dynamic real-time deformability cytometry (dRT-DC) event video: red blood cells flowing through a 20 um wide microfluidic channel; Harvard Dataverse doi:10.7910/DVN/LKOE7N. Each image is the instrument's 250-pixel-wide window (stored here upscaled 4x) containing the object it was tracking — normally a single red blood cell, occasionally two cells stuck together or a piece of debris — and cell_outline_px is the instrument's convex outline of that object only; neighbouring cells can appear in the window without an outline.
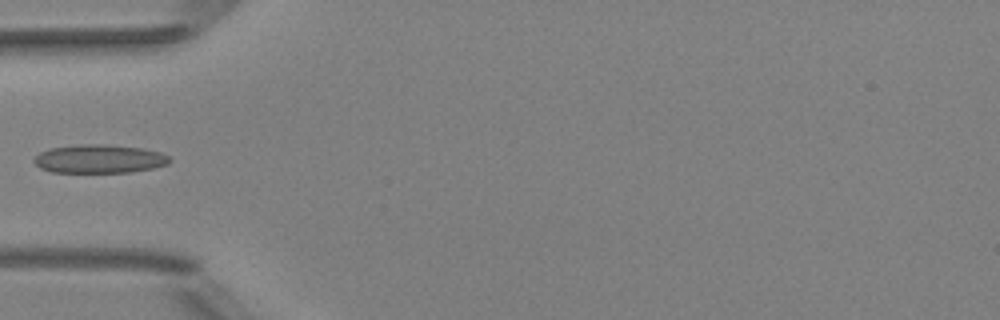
{"species": "Egyptian fruit bat (a non-hibernating species)", "species_latin": "Rousettus aegyptiacus", "temperature_condition": "room temperature", "stored_images_in_passage": 35, "camera_frame_rate_fps": 3000, "um_per_image_px": 0.085, "animal": {"sex": "female"}, "frame": {"image": 1, "passage_image": 1, "time_ms": 0.0, "image_size_px": [1000, 320], "cell_outline_px": [[172, 160], [168, 164], [152, 168], [132, 172], [52, 172], [40, 168], [32, 160], [40, 152], [48, 148], [80, 144], [104, 144], [144, 148], [160, 152], [168, 156]], "centroid_in_image_um": [8.44, 13.5], "position_along_channel_um": 76.6, "area_um2": 22.66}}
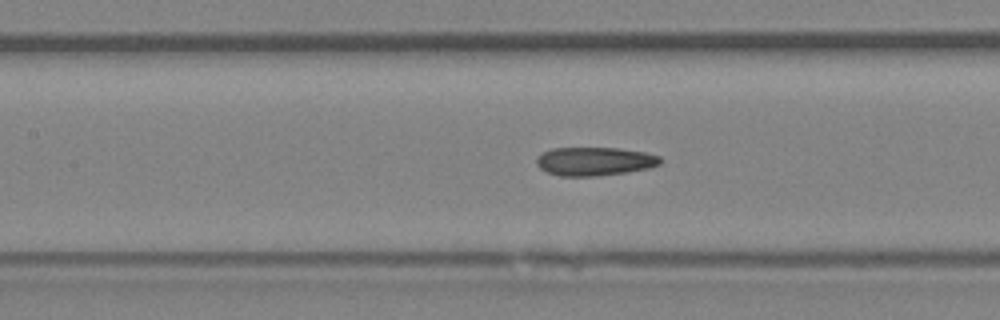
{"frame": {"image": 2, "passage_image": 7, "time_ms": 2.0, "image_size_px": [1000, 320], "cell_outline_px": [[660, 164], [648, 168], [628, 172], [596, 176], [560, 176], [548, 172], [540, 168], [536, 164], [536, 156], [552, 148], [620, 148], [644, 152], [660, 156]], "centroid_in_image_um": [50.52, 13.71], "position_along_channel_um": 156.9, "area_um2": 20.58}}
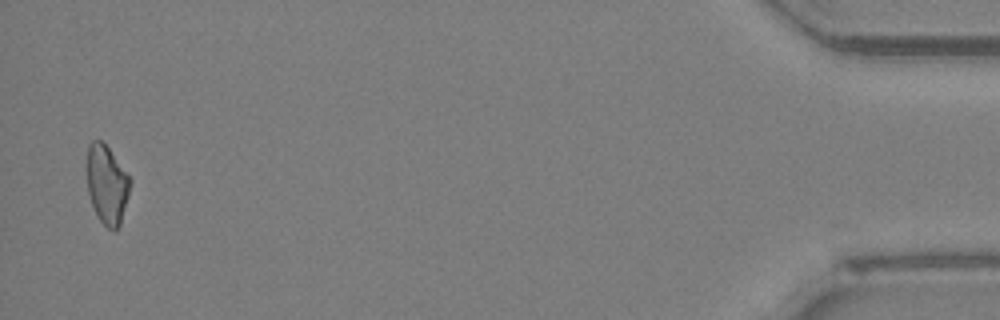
{"frame": {"image": 3, "passage_image": 34, "time_ms": 11.0, "image_size_px": [1000, 320], "cell_outline_px": [[132, 180], [128, 196], [120, 224], [116, 228], [108, 228], [100, 220], [92, 204], [88, 192], [88, 144], [92, 140], [100, 140], [108, 148]], "centroid_in_image_um": [9.1, 15.67], "position_along_channel_um": 426.1, "area_um2": 19.25}}